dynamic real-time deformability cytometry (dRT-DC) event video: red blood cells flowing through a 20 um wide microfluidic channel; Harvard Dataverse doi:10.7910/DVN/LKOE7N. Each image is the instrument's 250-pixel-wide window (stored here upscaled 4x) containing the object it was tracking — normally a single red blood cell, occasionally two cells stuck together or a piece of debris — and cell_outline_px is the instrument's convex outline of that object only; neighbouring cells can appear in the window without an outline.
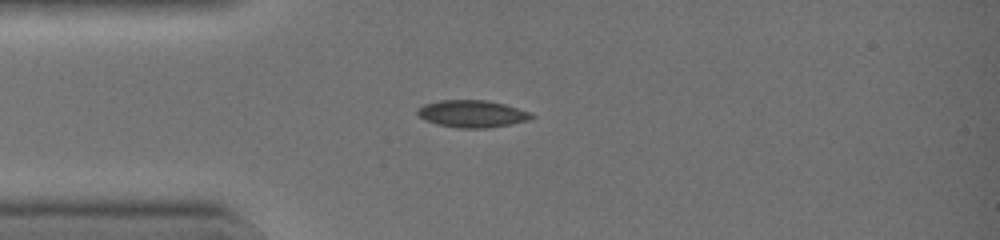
{"species": "common noctule bat (a hibernating species)", "species_latin": "Nyctalus noctula", "temperature_condition": "warm", "stored_images_in_passage": 32, "camera_frame_rate_fps": 3000, "um_per_image_px": 0.085, "animal": {"sex": "female", "body_mass_g": 19.0, "forearm_length_mm": 51.5}, "frame": {"image": 1, "passage_image": 1, "time_ms": 0.0, "image_size_px": [1000, 240], "cell_outline_px": [[536, 116], [528, 120], [488, 128], [460, 128], [440, 124], [424, 120], [416, 112], [424, 104], [440, 100], [484, 100], [504, 104], [528, 112]], "centroid_in_image_um": [40.12, 9.67], "position_along_channel_um": 44.9, "area_um2": 17.69}}
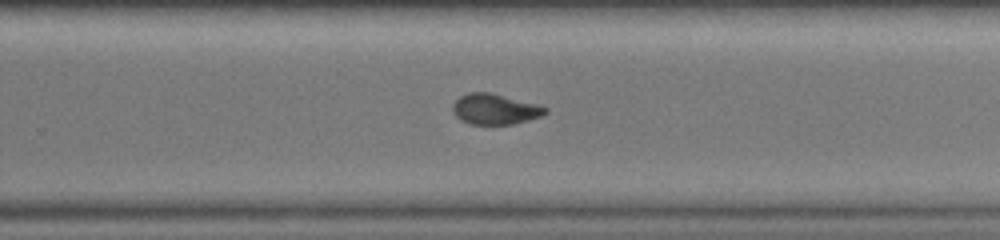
{"frame": {"image": 2, "passage_image": 18, "time_ms": 5.667, "image_size_px": [1000, 240], "cell_outline_px": [[548, 112], [540, 116], [528, 120], [512, 124], [472, 124], [460, 120], [452, 112], [452, 104], [460, 96], [468, 92], [492, 92], [536, 104], [548, 108]], "centroid_in_image_um": [42.04, 9.26], "position_along_channel_um": 287.8, "area_um2": 16.53}}
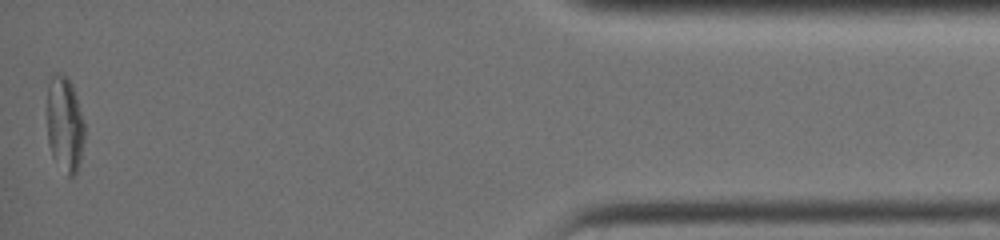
{"frame": {"image": 3, "passage_image": 32, "time_ms": 10.333, "image_size_px": [1000, 240], "cell_outline_px": [[84, 136], [80, 160], [76, 172], [72, 176], [68, 176], [52, 156], [48, 144], [48, 76], [56, 72], [64, 72], [72, 84], [84, 120]], "centroid_in_image_um": [5.49, 10.48], "position_along_channel_um": 429.7, "area_um2": 20.92}, "authors_computed_cell_mechanics": {"area_um2": 17.5712, "velocity_mm_per_s": 4.528, "shape_relaxation_time_tau1_ms": 9.0066, "shape_relaxation_time_tau2_ms": 2.1029, "deformation_change_tau1": 0.2309, "deformation_change_tau2": 0.0458}}